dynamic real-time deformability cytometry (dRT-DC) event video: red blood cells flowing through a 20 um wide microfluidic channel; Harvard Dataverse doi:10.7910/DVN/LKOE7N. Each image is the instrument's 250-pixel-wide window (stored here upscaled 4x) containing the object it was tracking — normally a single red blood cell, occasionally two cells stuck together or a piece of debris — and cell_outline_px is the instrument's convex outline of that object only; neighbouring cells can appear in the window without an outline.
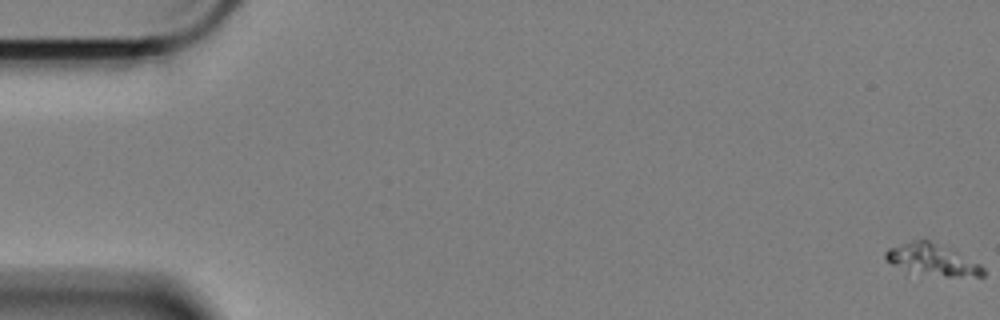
{"species": "Egyptian fruit bat (a non-hibernating species)", "species_latin": "Rousettus aegyptiacus", "temperature_condition": "cold", "stored_images_in_passage": 11, "camera_frame_rate_fps": 3000, "um_per_image_px": 0.085, "animal": {"sex": "female"}, "frame": {"image": 1, "passage_image": 1, "time_ms": 0.0, "image_size_px": [1000, 320], "cell_outline_px": [[984, 276], [944, 276], [892, 264], [884, 256], [884, 252], [888, 248], [924, 236], [980, 264], [984, 268]], "centroid_in_image_um": [79.26, 22.0], "position_along_channel_um": 5.7, "area_um2": 17.22}}